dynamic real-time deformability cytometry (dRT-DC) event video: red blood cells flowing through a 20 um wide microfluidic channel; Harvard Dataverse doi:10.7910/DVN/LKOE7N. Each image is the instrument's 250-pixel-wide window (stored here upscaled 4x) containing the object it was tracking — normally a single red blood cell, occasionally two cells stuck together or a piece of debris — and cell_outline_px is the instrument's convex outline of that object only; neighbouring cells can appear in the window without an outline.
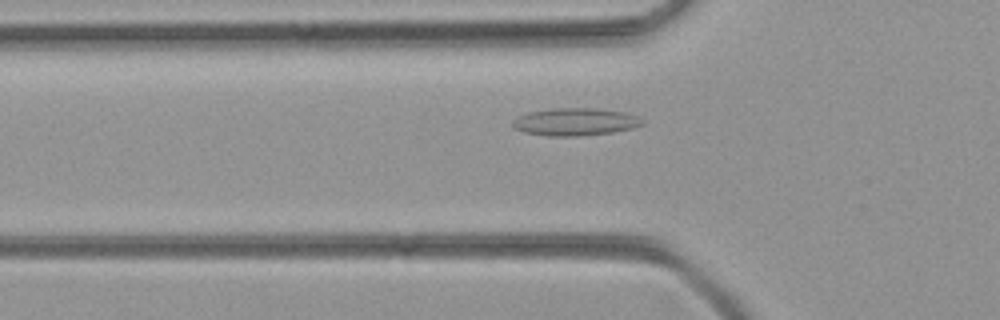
{"species": "common noctule bat (a hibernating species)", "species_latin": "Nyctalus noctula", "temperature_condition": "room temperature", "stored_images_in_passage": 31, "camera_frame_rate_fps": 3000, "um_per_image_px": 0.085, "animal": {"sex": "female", "body_mass_g": 21.9}, "frame": {"image": 1, "passage_image": 3, "time_ms": 0.667, "image_size_px": [1000, 320], "cell_outline_px": [[644, 124], [632, 128], [612, 132], [580, 136], [548, 136], [524, 132], [512, 128], [512, 120], [516, 116], [528, 112], [548, 108], [596, 108], [628, 112], [644, 120]], "centroid_in_image_um": [48.86, 10.34], "position_along_channel_um": 76.9, "area_um2": 21.15}}
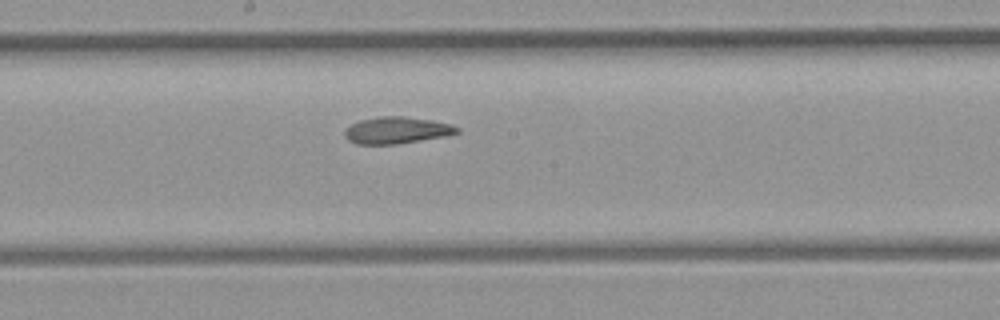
{"frame": {"image": 2, "passage_image": 13, "time_ms": 4.0, "image_size_px": [1000, 320], "cell_outline_px": [[460, 132], [448, 136], [396, 144], [356, 144], [348, 140], [344, 136], [344, 128], [360, 120], [380, 116], [404, 116], [432, 120], [452, 124], [460, 128]], "centroid_in_image_um": [33.74, 11.07], "position_along_channel_um": 214.5, "area_um2": 17.74}}
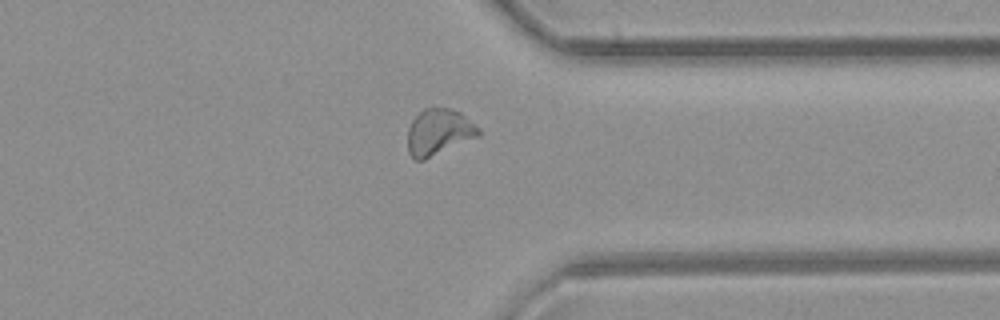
{"frame": {"image": 3, "passage_image": 25, "time_ms": 8.0, "image_size_px": [1000, 320], "cell_outline_px": [[480, 136], [424, 160], [416, 160], [408, 152], [408, 128], [412, 120], [424, 108], [452, 108], [460, 112], [480, 128]], "centroid_in_image_um": [37.31, 11.23], "position_along_channel_um": 374.1, "area_um2": 19.13}}